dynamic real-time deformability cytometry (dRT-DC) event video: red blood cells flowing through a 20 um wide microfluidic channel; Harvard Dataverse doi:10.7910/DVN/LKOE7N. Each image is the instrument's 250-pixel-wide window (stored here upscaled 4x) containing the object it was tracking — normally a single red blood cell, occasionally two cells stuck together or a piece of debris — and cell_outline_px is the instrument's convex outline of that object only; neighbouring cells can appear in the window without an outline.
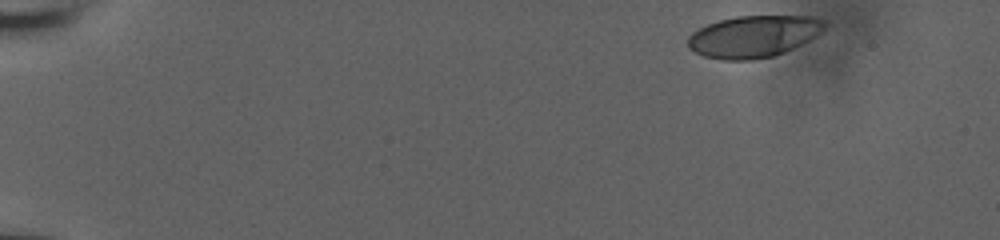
{"species": "human", "species_latin": "Homo sapiens", "temperature_condition": "room temperature", "stored_images_in_passage": 6, "camera_frame_rate_fps": 3000, "um_per_image_px": 0.085, "donor": {"sex": "male"}, "frame": {"image": 1, "passage_image": 1, "time_ms": 0.0, "image_size_px": [1000, 240], "cell_outline_px": [[828, 24], [820, 32], [808, 40], [784, 52], [772, 56], [752, 60], [724, 60], [704, 56], [688, 48], [688, 36], [692, 32], [708, 24], [720, 20], [736, 16], [812, 16]], "centroid_in_image_um": [64.02, 3.09], "position_along_channel_um": 21.0, "area_um2": 33.0}}